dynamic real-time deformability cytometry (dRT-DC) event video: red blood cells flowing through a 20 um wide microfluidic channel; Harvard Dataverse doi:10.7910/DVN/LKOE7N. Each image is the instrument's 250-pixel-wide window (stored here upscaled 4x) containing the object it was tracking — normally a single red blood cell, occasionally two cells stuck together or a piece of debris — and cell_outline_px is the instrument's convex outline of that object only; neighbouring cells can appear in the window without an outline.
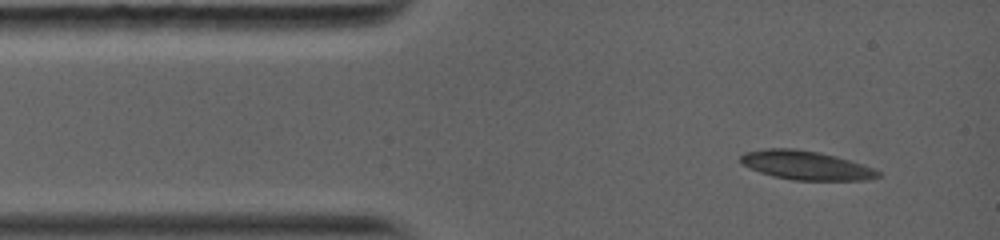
{"species": "common noctule bat (a hibernating species)", "species_latin": "Nyctalus noctula", "temperature_condition": "warm", "stored_images_in_passage": 5, "camera_frame_rate_fps": 5000, "um_per_image_px": 0.085, "animal": {"sex": "female", "body_mass_g": 19.0, "forearm_length_mm": 56.7}, "frame": {"image": 1, "passage_image": 1, "time_ms": 0.0, "image_size_px": [1000, 240], "cell_outline_px": [[880, 176], [864, 180], [792, 180], [772, 176], [760, 172], [744, 164], [740, 160], [740, 156], [744, 152], [764, 148], [796, 148], [820, 152], [836, 156], [864, 164], [880, 172]], "centroid_in_image_um": [68.5, 14.04], "position_along_channel_um": 16.5, "area_um2": 23.18}}
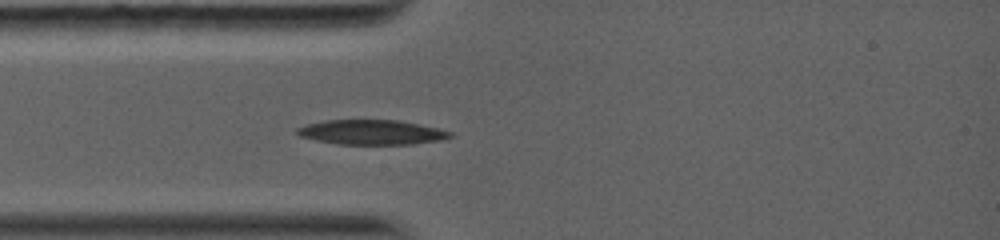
{"frame": {"image": 2, "passage_image": 5, "time_ms": 2.0, "image_size_px": [1000, 240], "cell_outline_px": [[456, 136], [440, 140], [412, 144], [336, 144], [316, 140], [300, 136], [296, 132], [296, 128], [308, 124], [324, 120], [400, 120], [436, 128], [452, 132]], "centroid_in_image_um": [31.6, 11.24], "position_along_channel_um": 53.4, "area_um2": 22.02}}